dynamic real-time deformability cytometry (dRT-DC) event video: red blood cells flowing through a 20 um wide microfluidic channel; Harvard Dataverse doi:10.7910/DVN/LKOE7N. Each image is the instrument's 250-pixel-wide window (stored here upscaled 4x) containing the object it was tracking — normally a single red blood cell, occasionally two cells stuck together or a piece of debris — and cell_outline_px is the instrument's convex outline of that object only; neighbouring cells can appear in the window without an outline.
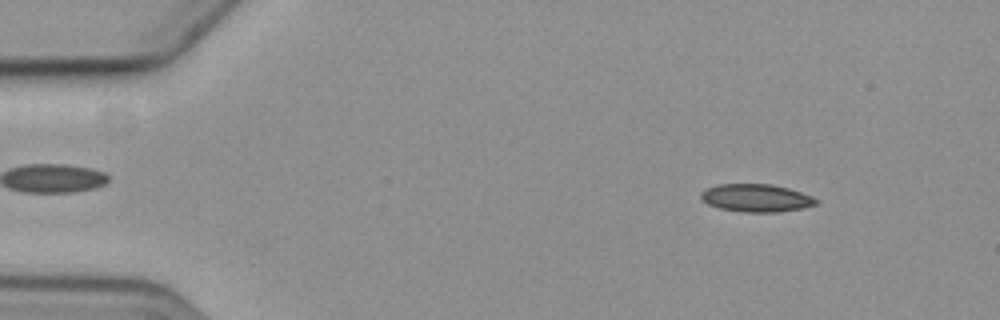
{"species": "common noctule bat (a hibernating species)", "species_latin": "Nyctalus noctula", "temperature_condition": "cold", "stored_images_in_passage": 5, "camera_frame_rate_fps": 3000, "um_per_image_px": 0.085, "animal": {"sex": "female", "body_mass_g": 19.3, "forearm_length_mm": 54.1}, "frame": {"image": 1, "passage_image": 2, "time_ms": 1.333, "image_size_px": [1000, 320], "cell_outline_px": [[820, 200], [816, 204], [800, 208], [776, 212], [744, 212], [720, 208], [708, 204], [700, 196], [700, 192], [708, 188], [720, 184], [772, 184], [788, 188], [812, 196]], "centroid_in_image_um": [64.28, 16.82], "position_along_channel_um": 20.7, "area_um2": 18.44}}
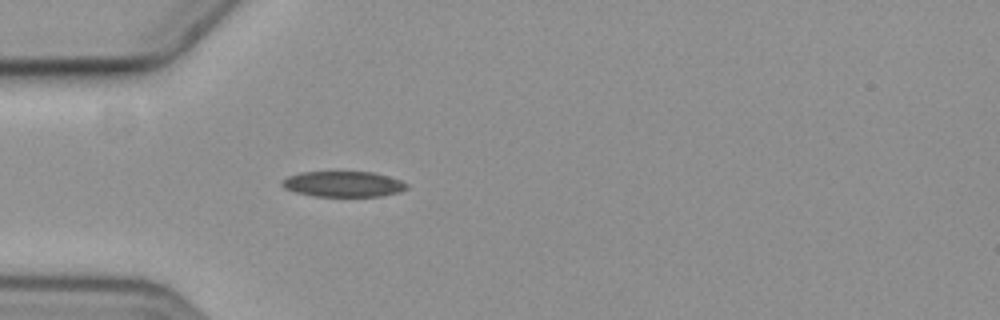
{"frame": {"image": 2, "passage_image": 5, "time_ms": 4.667, "image_size_px": [1000, 320], "cell_outline_px": [[408, 188], [400, 192], [380, 196], [316, 196], [296, 192], [284, 188], [280, 184], [288, 176], [300, 172], [372, 172], [388, 176], [400, 180], [408, 184]], "centroid_in_image_um": [29.19, 15.64], "position_along_channel_um": 55.8, "area_um2": 18.5}}